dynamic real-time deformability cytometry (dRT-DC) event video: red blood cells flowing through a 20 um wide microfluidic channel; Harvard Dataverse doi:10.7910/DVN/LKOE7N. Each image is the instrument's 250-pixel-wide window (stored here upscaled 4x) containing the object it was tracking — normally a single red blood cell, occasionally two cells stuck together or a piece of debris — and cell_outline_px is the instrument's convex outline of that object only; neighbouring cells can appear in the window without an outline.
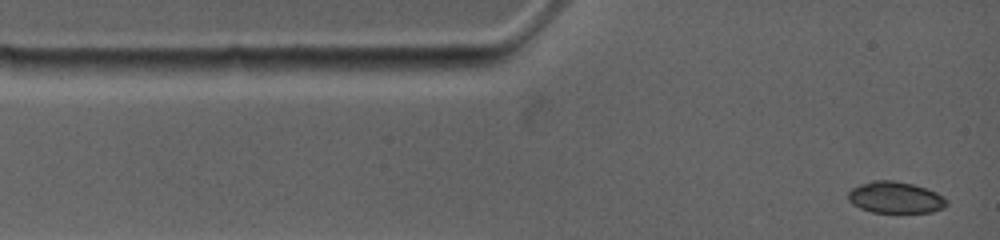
{"species": "common noctule bat (a hibernating species)", "species_latin": "Nyctalus noctula", "temperature_condition": "warm", "stored_images_in_passage": 25, "camera_frame_rate_fps": 4500, "um_per_image_px": 0.085, "animal": {"sex": "female", "body_mass_g": 19.0, "forearm_length_mm": 53.3}, "frame": {"image": 1, "passage_image": 1, "time_ms": 0.0, "image_size_px": [1000, 240], "cell_outline_px": [[948, 204], [944, 208], [932, 212], [872, 212], [860, 208], [852, 204], [848, 200], [848, 192], [852, 188], [860, 184], [872, 180], [892, 180], [912, 184], [928, 188], [936, 192]], "centroid_in_image_um": [76.08, 16.78], "position_along_channel_um": 8.9, "area_um2": 18.03}}
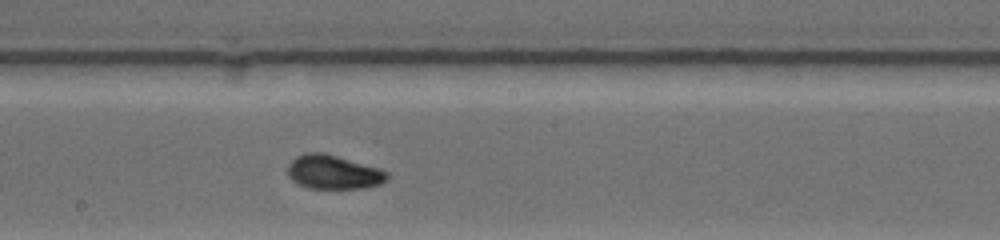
{"frame": {"image": 2, "passage_image": 14, "time_ms": 6.444, "image_size_px": [1000, 240], "cell_outline_px": [[388, 180], [380, 184], [364, 188], [308, 188], [296, 184], [288, 176], [288, 164], [296, 156], [304, 152], [324, 152], [380, 168], [388, 172]], "centroid_in_image_um": [28.33, 14.62], "position_along_channel_um": 219.9, "area_um2": 19.94}}
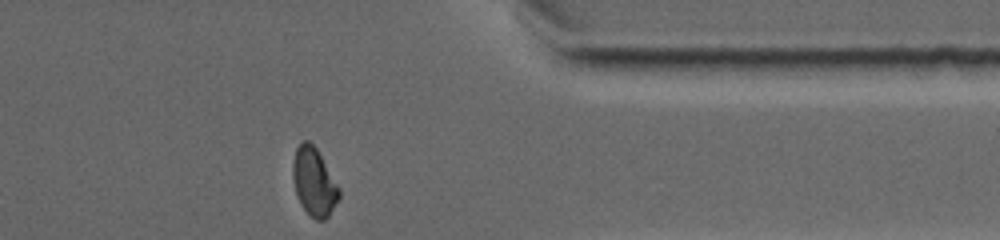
{"frame": {"image": 3, "passage_image": 24, "time_ms": 11.111, "image_size_px": [1000, 240], "cell_outline_px": [[340, 196], [328, 216], [324, 220], [316, 220], [300, 204], [296, 196], [292, 176], [292, 164], [296, 148], [304, 140], [308, 140], [316, 148], [340, 188]], "centroid_in_image_um": [26.68, 15.46], "position_along_channel_um": 384.7, "area_um2": 18.21}}